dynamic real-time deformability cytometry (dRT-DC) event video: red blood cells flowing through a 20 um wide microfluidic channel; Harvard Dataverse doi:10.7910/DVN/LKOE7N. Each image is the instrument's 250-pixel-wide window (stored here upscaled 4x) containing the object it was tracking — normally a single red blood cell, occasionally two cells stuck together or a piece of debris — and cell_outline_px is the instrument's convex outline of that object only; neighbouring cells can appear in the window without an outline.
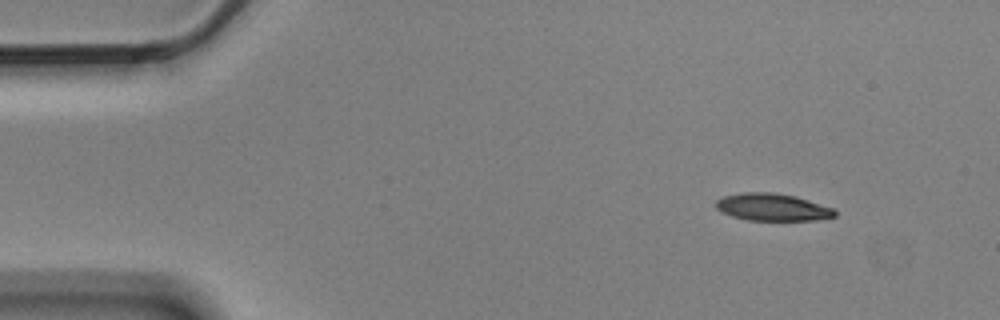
{"species": "Egyptian fruit bat (a non-hibernating species)", "species_latin": "Rousettus aegyptiacus", "temperature_condition": "cold", "stored_images_in_passage": 3, "camera_frame_rate_fps": 3000, "um_per_image_px": 0.085, "animal": {"sex": "male"}, "frame": {"image": 1, "passage_image": 1, "time_ms": 0.0, "image_size_px": [1000, 320], "cell_outline_px": [[836, 216], [816, 220], [748, 220], [732, 216], [720, 212], [716, 208], [716, 200], [724, 196], [740, 192], [772, 192], [796, 196], [836, 208]], "centroid_in_image_um": [65.67, 17.6], "position_along_channel_um": 19.3, "area_um2": 19.13}}